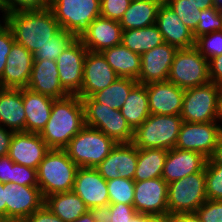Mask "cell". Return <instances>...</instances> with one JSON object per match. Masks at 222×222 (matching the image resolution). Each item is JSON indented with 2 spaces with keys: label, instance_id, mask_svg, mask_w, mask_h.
Segmentation results:
<instances>
[{
  "label": "cell",
  "instance_id": "6da1fadb",
  "mask_svg": "<svg viewBox=\"0 0 222 222\" xmlns=\"http://www.w3.org/2000/svg\"><path fill=\"white\" fill-rule=\"evenodd\" d=\"M84 126L82 99L69 95L54 100L51 116L39 135L50 149H64Z\"/></svg>",
  "mask_w": 222,
  "mask_h": 222
},
{
  "label": "cell",
  "instance_id": "7a4b0ae2",
  "mask_svg": "<svg viewBox=\"0 0 222 222\" xmlns=\"http://www.w3.org/2000/svg\"><path fill=\"white\" fill-rule=\"evenodd\" d=\"M14 41L34 54L51 41L61 27L50 8L45 10L19 11L6 15Z\"/></svg>",
  "mask_w": 222,
  "mask_h": 222
},
{
  "label": "cell",
  "instance_id": "3957f363",
  "mask_svg": "<svg viewBox=\"0 0 222 222\" xmlns=\"http://www.w3.org/2000/svg\"><path fill=\"white\" fill-rule=\"evenodd\" d=\"M78 168L64 149H50L37 169L38 187L44 199L51 194L72 191Z\"/></svg>",
  "mask_w": 222,
  "mask_h": 222
},
{
  "label": "cell",
  "instance_id": "277c9868",
  "mask_svg": "<svg viewBox=\"0 0 222 222\" xmlns=\"http://www.w3.org/2000/svg\"><path fill=\"white\" fill-rule=\"evenodd\" d=\"M116 142L96 128L84 126L64 148L78 167L98 166L116 146Z\"/></svg>",
  "mask_w": 222,
  "mask_h": 222
},
{
  "label": "cell",
  "instance_id": "5b68a950",
  "mask_svg": "<svg viewBox=\"0 0 222 222\" xmlns=\"http://www.w3.org/2000/svg\"><path fill=\"white\" fill-rule=\"evenodd\" d=\"M183 120L180 115L150 114L134 131L133 144L139 149L175 147Z\"/></svg>",
  "mask_w": 222,
  "mask_h": 222
},
{
  "label": "cell",
  "instance_id": "8992f818",
  "mask_svg": "<svg viewBox=\"0 0 222 222\" xmlns=\"http://www.w3.org/2000/svg\"><path fill=\"white\" fill-rule=\"evenodd\" d=\"M100 0H50V9L61 29L80 39L100 17Z\"/></svg>",
  "mask_w": 222,
  "mask_h": 222
},
{
  "label": "cell",
  "instance_id": "52a82bcc",
  "mask_svg": "<svg viewBox=\"0 0 222 222\" xmlns=\"http://www.w3.org/2000/svg\"><path fill=\"white\" fill-rule=\"evenodd\" d=\"M84 106L85 125L96 128L118 143H131L134 130L120 110L107 107L91 96L81 98Z\"/></svg>",
  "mask_w": 222,
  "mask_h": 222
},
{
  "label": "cell",
  "instance_id": "ba28073f",
  "mask_svg": "<svg viewBox=\"0 0 222 222\" xmlns=\"http://www.w3.org/2000/svg\"><path fill=\"white\" fill-rule=\"evenodd\" d=\"M206 200L205 172H196L168 184L169 217L179 213H195Z\"/></svg>",
  "mask_w": 222,
  "mask_h": 222
},
{
  "label": "cell",
  "instance_id": "9c48e42d",
  "mask_svg": "<svg viewBox=\"0 0 222 222\" xmlns=\"http://www.w3.org/2000/svg\"><path fill=\"white\" fill-rule=\"evenodd\" d=\"M167 81L188 89L210 82L208 60L195 47L178 49Z\"/></svg>",
  "mask_w": 222,
  "mask_h": 222
},
{
  "label": "cell",
  "instance_id": "30bf717a",
  "mask_svg": "<svg viewBox=\"0 0 222 222\" xmlns=\"http://www.w3.org/2000/svg\"><path fill=\"white\" fill-rule=\"evenodd\" d=\"M220 86L214 82L185 89L180 116L184 122L205 123L217 121Z\"/></svg>",
  "mask_w": 222,
  "mask_h": 222
},
{
  "label": "cell",
  "instance_id": "8fae6325",
  "mask_svg": "<svg viewBox=\"0 0 222 222\" xmlns=\"http://www.w3.org/2000/svg\"><path fill=\"white\" fill-rule=\"evenodd\" d=\"M222 134L217 121L205 123L182 122L175 147L201 153L207 159L212 154Z\"/></svg>",
  "mask_w": 222,
  "mask_h": 222
},
{
  "label": "cell",
  "instance_id": "7c38bea8",
  "mask_svg": "<svg viewBox=\"0 0 222 222\" xmlns=\"http://www.w3.org/2000/svg\"><path fill=\"white\" fill-rule=\"evenodd\" d=\"M38 186L5 184L6 222H22L44 205Z\"/></svg>",
  "mask_w": 222,
  "mask_h": 222
},
{
  "label": "cell",
  "instance_id": "4fadbf2b",
  "mask_svg": "<svg viewBox=\"0 0 222 222\" xmlns=\"http://www.w3.org/2000/svg\"><path fill=\"white\" fill-rule=\"evenodd\" d=\"M168 184L162 177L135 181L133 206L137 213L153 214L167 220Z\"/></svg>",
  "mask_w": 222,
  "mask_h": 222
},
{
  "label": "cell",
  "instance_id": "5bb4252c",
  "mask_svg": "<svg viewBox=\"0 0 222 222\" xmlns=\"http://www.w3.org/2000/svg\"><path fill=\"white\" fill-rule=\"evenodd\" d=\"M87 52L82 41L75 39L56 60L60 83L69 95H78L81 90Z\"/></svg>",
  "mask_w": 222,
  "mask_h": 222
},
{
  "label": "cell",
  "instance_id": "9a60e30c",
  "mask_svg": "<svg viewBox=\"0 0 222 222\" xmlns=\"http://www.w3.org/2000/svg\"><path fill=\"white\" fill-rule=\"evenodd\" d=\"M73 191L84 201L89 210L103 212L110 204L107 181L96 168L79 167Z\"/></svg>",
  "mask_w": 222,
  "mask_h": 222
},
{
  "label": "cell",
  "instance_id": "2e32d148",
  "mask_svg": "<svg viewBox=\"0 0 222 222\" xmlns=\"http://www.w3.org/2000/svg\"><path fill=\"white\" fill-rule=\"evenodd\" d=\"M118 78L101 52L88 51L85 55L82 87L78 96L80 98L92 96Z\"/></svg>",
  "mask_w": 222,
  "mask_h": 222
},
{
  "label": "cell",
  "instance_id": "e0dca14e",
  "mask_svg": "<svg viewBox=\"0 0 222 222\" xmlns=\"http://www.w3.org/2000/svg\"><path fill=\"white\" fill-rule=\"evenodd\" d=\"M138 161V148L131 143H118L109 155L95 168L106 180L134 178Z\"/></svg>",
  "mask_w": 222,
  "mask_h": 222
},
{
  "label": "cell",
  "instance_id": "ac0fdd59",
  "mask_svg": "<svg viewBox=\"0 0 222 222\" xmlns=\"http://www.w3.org/2000/svg\"><path fill=\"white\" fill-rule=\"evenodd\" d=\"M178 48L163 43L141 55V72L137 79L139 84L167 81L170 67Z\"/></svg>",
  "mask_w": 222,
  "mask_h": 222
},
{
  "label": "cell",
  "instance_id": "d6986e66",
  "mask_svg": "<svg viewBox=\"0 0 222 222\" xmlns=\"http://www.w3.org/2000/svg\"><path fill=\"white\" fill-rule=\"evenodd\" d=\"M49 150L39 133L14 132L8 156L14 163L38 169Z\"/></svg>",
  "mask_w": 222,
  "mask_h": 222
},
{
  "label": "cell",
  "instance_id": "ffe728a7",
  "mask_svg": "<svg viewBox=\"0 0 222 222\" xmlns=\"http://www.w3.org/2000/svg\"><path fill=\"white\" fill-rule=\"evenodd\" d=\"M33 54L21 44L14 42L0 78L1 88H27L33 66Z\"/></svg>",
  "mask_w": 222,
  "mask_h": 222
},
{
  "label": "cell",
  "instance_id": "44dd1931",
  "mask_svg": "<svg viewBox=\"0 0 222 222\" xmlns=\"http://www.w3.org/2000/svg\"><path fill=\"white\" fill-rule=\"evenodd\" d=\"M150 114L180 115L185 89L169 81L146 84Z\"/></svg>",
  "mask_w": 222,
  "mask_h": 222
},
{
  "label": "cell",
  "instance_id": "7402d4cb",
  "mask_svg": "<svg viewBox=\"0 0 222 222\" xmlns=\"http://www.w3.org/2000/svg\"><path fill=\"white\" fill-rule=\"evenodd\" d=\"M207 158L201 153L180 150L176 147L168 150L162 178L167 184L196 172H205Z\"/></svg>",
  "mask_w": 222,
  "mask_h": 222
},
{
  "label": "cell",
  "instance_id": "603a6c76",
  "mask_svg": "<svg viewBox=\"0 0 222 222\" xmlns=\"http://www.w3.org/2000/svg\"><path fill=\"white\" fill-rule=\"evenodd\" d=\"M27 88L53 99H62L69 94L63 89L56 61L34 60Z\"/></svg>",
  "mask_w": 222,
  "mask_h": 222
},
{
  "label": "cell",
  "instance_id": "cb8c5ba5",
  "mask_svg": "<svg viewBox=\"0 0 222 222\" xmlns=\"http://www.w3.org/2000/svg\"><path fill=\"white\" fill-rule=\"evenodd\" d=\"M156 25L162 34L164 43L178 49L194 47L193 32L183 24L179 16L167 4L159 6Z\"/></svg>",
  "mask_w": 222,
  "mask_h": 222
},
{
  "label": "cell",
  "instance_id": "d4e9b609",
  "mask_svg": "<svg viewBox=\"0 0 222 222\" xmlns=\"http://www.w3.org/2000/svg\"><path fill=\"white\" fill-rule=\"evenodd\" d=\"M123 29L118 21L98 17L80 38L90 52H102L122 43Z\"/></svg>",
  "mask_w": 222,
  "mask_h": 222
},
{
  "label": "cell",
  "instance_id": "484cf974",
  "mask_svg": "<svg viewBox=\"0 0 222 222\" xmlns=\"http://www.w3.org/2000/svg\"><path fill=\"white\" fill-rule=\"evenodd\" d=\"M21 93L26 115L25 132L40 133L51 116L55 99L28 88L21 89Z\"/></svg>",
  "mask_w": 222,
  "mask_h": 222
},
{
  "label": "cell",
  "instance_id": "4316f807",
  "mask_svg": "<svg viewBox=\"0 0 222 222\" xmlns=\"http://www.w3.org/2000/svg\"><path fill=\"white\" fill-rule=\"evenodd\" d=\"M21 89L0 87V126L25 132L26 115Z\"/></svg>",
  "mask_w": 222,
  "mask_h": 222
},
{
  "label": "cell",
  "instance_id": "83f0119b",
  "mask_svg": "<svg viewBox=\"0 0 222 222\" xmlns=\"http://www.w3.org/2000/svg\"><path fill=\"white\" fill-rule=\"evenodd\" d=\"M101 53L119 77L138 79L141 72L140 54L132 52L123 44L106 48Z\"/></svg>",
  "mask_w": 222,
  "mask_h": 222
},
{
  "label": "cell",
  "instance_id": "f1b7e54d",
  "mask_svg": "<svg viewBox=\"0 0 222 222\" xmlns=\"http://www.w3.org/2000/svg\"><path fill=\"white\" fill-rule=\"evenodd\" d=\"M44 204L64 222H73L89 210L73 190L51 194Z\"/></svg>",
  "mask_w": 222,
  "mask_h": 222
},
{
  "label": "cell",
  "instance_id": "f546056e",
  "mask_svg": "<svg viewBox=\"0 0 222 222\" xmlns=\"http://www.w3.org/2000/svg\"><path fill=\"white\" fill-rule=\"evenodd\" d=\"M159 4L154 0H132L119 21L123 30L145 28L156 24Z\"/></svg>",
  "mask_w": 222,
  "mask_h": 222
},
{
  "label": "cell",
  "instance_id": "4dcf8cb0",
  "mask_svg": "<svg viewBox=\"0 0 222 222\" xmlns=\"http://www.w3.org/2000/svg\"><path fill=\"white\" fill-rule=\"evenodd\" d=\"M120 111L135 131L150 115L146 86L138 83L130 91Z\"/></svg>",
  "mask_w": 222,
  "mask_h": 222
},
{
  "label": "cell",
  "instance_id": "1f68e13d",
  "mask_svg": "<svg viewBox=\"0 0 222 222\" xmlns=\"http://www.w3.org/2000/svg\"><path fill=\"white\" fill-rule=\"evenodd\" d=\"M163 43L162 34L156 24L145 28L123 30L122 32L121 44L140 55Z\"/></svg>",
  "mask_w": 222,
  "mask_h": 222
},
{
  "label": "cell",
  "instance_id": "d6a6232c",
  "mask_svg": "<svg viewBox=\"0 0 222 222\" xmlns=\"http://www.w3.org/2000/svg\"><path fill=\"white\" fill-rule=\"evenodd\" d=\"M167 152L164 148H138V161L133 180L143 181L161 177Z\"/></svg>",
  "mask_w": 222,
  "mask_h": 222
},
{
  "label": "cell",
  "instance_id": "836d02e7",
  "mask_svg": "<svg viewBox=\"0 0 222 222\" xmlns=\"http://www.w3.org/2000/svg\"><path fill=\"white\" fill-rule=\"evenodd\" d=\"M138 84L137 80L119 77L105 89L94 93L91 97L109 108L121 110L130 91Z\"/></svg>",
  "mask_w": 222,
  "mask_h": 222
},
{
  "label": "cell",
  "instance_id": "e575fe53",
  "mask_svg": "<svg viewBox=\"0 0 222 222\" xmlns=\"http://www.w3.org/2000/svg\"><path fill=\"white\" fill-rule=\"evenodd\" d=\"M75 39L76 38L70 32L61 29L51 38V41L33 54V59L56 61Z\"/></svg>",
  "mask_w": 222,
  "mask_h": 222
},
{
  "label": "cell",
  "instance_id": "d590c367",
  "mask_svg": "<svg viewBox=\"0 0 222 222\" xmlns=\"http://www.w3.org/2000/svg\"><path fill=\"white\" fill-rule=\"evenodd\" d=\"M109 203H123L133 206L135 181L115 178L107 181Z\"/></svg>",
  "mask_w": 222,
  "mask_h": 222
},
{
  "label": "cell",
  "instance_id": "8d00e7d4",
  "mask_svg": "<svg viewBox=\"0 0 222 222\" xmlns=\"http://www.w3.org/2000/svg\"><path fill=\"white\" fill-rule=\"evenodd\" d=\"M192 32L200 21L201 10L189 0H170L167 4Z\"/></svg>",
  "mask_w": 222,
  "mask_h": 222
},
{
  "label": "cell",
  "instance_id": "74e56055",
  "mask_svg": "<svg viewBox=\"0 0 222 222\" xmlns=\"http://www.w3.org/2000/svg\"><path fill=\"white\" fill-rule=\"evenodd\" d=\"M194 47L207 60L222 55V30L197 37Z\"/></svg>",
  "mask_w": 222,
  "mask_h": 222
},
{
  "label": "cell",
  "instance_id": "f35d334b",
  "mask_svg": "<svg viewBox=\"0 0 222 222\" xmlns=\"http://www.w3.org/2000/svg\"><path fill=\"white\" fill-rule=\"evenodd\" d=\"M222 30V19L219 7H211L201 11L200 21L193 31L194 39L202 35Z\"/></svg>",
  "mask_w": 222,
  "mask_h": 222
},
{
  "label": "cell",
  "instance_id": "ab89813d",
  "mask_svg": "<svg viewBox=\"0 0 222 222\" xmlns=\"http://www.w3.org/2000/svg\"><path fill=\"white\" fill-rule=\"evenodd\" d=\"M206 197L222 200V165H205Z\"/></svg>",
  "mask_w": 222,
  "mask_h": 222
},
{
  "label": "cell",
  "instance_id": "60d3db41",
  "mask_svg": "<svg viewBox=\"0 0 222 222\" xmlns=\"http://www.w3.org/2000/svg\"><path fill=\"white\" fill-rule=\"evenodd\" d=\"M4 13L11 14L19 11L45 10L50 7L49 0H0Z\"/></svg>",
  "mask_w": 222,
  "mask_h": 222
},
{
  "label": "cell",
  "instance_id": "b9f144b4",
  "mask_svg": "<svg viewBox=\"0 0 222 222\" xmlns=\"http://www.w3.org/2000/svg\"><path fill=\"white\" fill-rule=\"evenodd\" d=\"M134 206L123 203L109 204L102 212L106 222H128L136 214Z\"/></svg>",
  "mask_w": 222,
  "mask_h": 222
},
{
  "label": "cell",
  "instance_id": "7bdbcfd3",
  "mask_svg": "<svg viewBox=\"0 0 222 222\" xmlns=\"http://www.w3.org/2000/svg\"><path fill=\"white\" fill-rule=\"evenodd\" d=\"M132 0H100V15L103 18L120 21Z\"/></svg>",
  "mask_w": 222,
  "mask_h": 222
},
{
  "label": "cell",
  "instance_id": "ee69618b",
  "mask_svg": "<svg viewBox=\"0 0 222 222\" xmlns=\"http://www.w3.org/2000/svg\"><path fill=\"white\" fill-rule=\"evenodd\" d=\"M10 183L24 186H38L37 169L13 163L11 166Z\"/></svg>",
  "mask_w": 222,
  "mask_h": 222
},
{
  "label": "cell",
  "instance_id": "f6af8a7d",
  "mask_svg": "<svg viewBox=\"0 0 222 222\" xmlns=\"http://www.w3.org/2000/svg\"><path fill=\"white\" fill-rule=\"evenodd\" d=\"M195 213L201 222H222V200H206Z\"/></svg>",
  "mask_w": 222,
  "mask_h": 222
},
{
  "label": "cell",
  "instance_id": "bcb514c9",
  "mask_svg": "<svg viewBox=\"0 0 222 222\" xmlns=\"http://www.w3.org/2000/svg\"><path fill=\"white\" fill-rule=\"evenodd\" d=\"M14 42L12 32L6 24L2 29H0V78L4 72L7 57Z\"/></svg>",
  "mask_w": 222,
  "mask_h": 222
},
{
  "label": "cell",
  "instance_id": "7dc6e473",
  "mask_svg": "<svg viewBox=\"0 0 222 222\" xmlns=\"http://www.w3.org/2000/svg\"><path fill=\"white\" fill-rule=\"evenodd\" d=\"M22 222H64L56 216L45 204Z\"/></svg>",
  "mask_w": 222,
  "mask_h": 222
},
{
  "label": "cell",
  "instance_id": "c3c4849f",
  "mask_svg": "<svg viewBox=\"0 0 222 222\" xmlns=\"http://www.w3.org/2000/svg\"><path fill=\"white\" fill-rule=\"evenodd\" d=\"M210 82L222 86V55L208 60Z\"/></svg>",
  "mask_w": 222,
  "mask_h": 222
},
{
  "label": "cell",
  "instance_id": "681fc988",
  "mask_svg": "<svg viewBox=\"0 0 222 222\" xmlns=\"http://www.w3.org/2000/svg\"><path fill=\"white\" fill-rule=\"evenodd\" d=\"M13 161L10 157L2 156L0 157V182L3 184H9L11 178V166L13 165Z\"/></svg>",
  "mask_w": 222,
  "mask_h": 222
},
{
  "label": "cell",
  "instance_id": "f907efd6",
  "mask_svg": "<svg viewBox=\"0 0 222 222\" xmlns=\"http://www.w3.org/2000/svg\"><path fill=\"white\" fill-rule=\"evenodd\" d=\"M14 132L0 126V157L7 156Z\"/></svg>",
  "mask_w": 222,
  "mask_h": 222
},
{
  "label": "cell",
  "instance_id": "816d5d0a",
  "mask_svg": "<svg viewBox=\"0 0 222 222\" xmlns=\"http://www.w3.org/2000/svg\"><path fill=\"white\" fill-rule=\"evenodd\" d=\"M206 165H222V134L216 144L210 157L207 159Z\"/></svg>",
  "mask_w": 222,
  "mask_h": 222
},
{
  "label": "cell",
  "instance_id": "f5cc1de1",
  "mask_svg": "<svg viewBox=\"0 0 222 222\" xmlns=\"http://www.w3.org/2000/svg\"><path fill=\"white\" fill-rule=\"evenodd\" d=\"M169 222H201L196 213H179L167 219Z\"/></svg>",
  "mask_w": 222,
  "mask_h": 222
},
{
  "label": "cell",
  "instance_id": "db71d44e",
  "mask_svg": "<svg viewBox=\"0 0 222 222\" xmlns=\"http://www.w3.org/2000/svg\"><path fill=\"white\" fill-rule=\"evenodd\" d=\"M165 219L153 215V214H142V213H136L133 218L128 222H164Z\"/></svg>",
  "mask_w": 222,
  "mask_h": 222
},
{
  "label": "cell",
  "instance_id": "11a10c76",
  "mask_svg": "<svg viewBox=\"0 0 222 222\" xmlns=\"http://www.w3.org/2000/svg\"><path fill=\"white\" fill-rule=\"evenodd\" d=\"M102 216V212L96 210H88L82 216L73 222H96Z\"/></svg>",
  "mask_w": 222,
  "mask_h": 222
},
{
  "label": "cell",
  "instance_id": "9f6ffc18",
  "mask_svg": "<svg viewBox=\"0 0 222 222\" xmlns=\"http://www.w3.org/2000/svg\"><path fill=\"white\" fill-rule=\"evenodd\" d=\"M0 220L6 221L5 184L0 182Z\"/></svg>",
  "mask_w": 222,
  "mask_h": 222
},
{
  "label": "cell",
  "instance_id": "6f0895ef",
  "mask_svg": "<svg viewBox=\"0 0 222 222\" xmlns=\"http://www.w3.org/2000/svg\"><path fill=\"white\" fill-rule=\"evenodd\" d=\"M189 2L196 5L201 11L211 7H217L216 0H189Z\"/></svg>",
  "mask_w": 222,
  "mask_h": 222
},
{
  "label": "cell",
  "instance_id": "680465c9",
  "mask_svg": "<svg viewBox=\"0 0 222 222\" xmlns=\"http://www.w3.org/2000/svg\"><path fill=\"white\" fill-rule=\"evenodd\" d=\"M222 121V86L218 94L217 121Z\"/></svg>",
  "mask_w": 222,
  "mask_h": 222
},
{
  "label": "cell",
  "instance_id": "91938a15",
  "mask_svg": "<svg viewBox=\"0 0 222 222\" xmlns=\"http://www.w3.org/2000/svg\"><path fill=\"white\" fill-rule=\"evenodd\" d=\"M0 10L2 11V12H4V10L1 8V5H0ZM3 21V24L0 22V29H2L5 25H6V14L4 13L3 14V19H2Z\"/></svg>",
  "mask_w": 222,
  "mask_h": 222
},
{
  "label": "cell",
  "instance_id": "94428289",
  "mask_svg": "<svg viewBox=\"0 0 222 222\" xmlns=\"http://www.w3.org/2000/svg\"><path fill=\"white\" fill-rule=\"evenodd\" d=\"M156 1L159 5H166L170 2V0H154Z\"/></svg>",
  "mask_w": 222,
  "mask_h": 222
},
{
  "label": "cell",
  "instance_id": "6125c7cd",
  "mask_svg": "<svg viewBox=\"0 0 222 222\" xmlns=\"http://www.w3.org/2000/svg\"><path fill=\"white\" fill-rule=\"evenodd\" d=\"M216 5H217L218 7L222 6V0H216Z\"/></svg>",
  "mask_w": 222,
  "mask_h": 222
},
{
  "label": "cell",
  "instance_id": "be15d7a7",
  "mask_svg": "<svg viewBox=\"0 0 222 222\" xmlns=\"http://www.w3.org/2000/svg\"><path fill=\"white\" fill-rule=\"evenodd\" d=\"M96 222H106V220L101 216Z\"/></svg>",
  "mask_w": 222,
  "mask_h": 222
},
{
  "label": "cell",
  "instance_id": "e7e4bbea",
  "mask_svg": "<svg viewBox=\"0 0 222 222\" xmlns=\"http://www.w3.org/2000/svg\"><path fill=\"white\" fill-rule=\"evenodd\" d=\"M219 13H220V16H221V19H222V6L219 7Z\"/></svg>",
  "mask_w": 222,
  "mask_h": 222
}]
</instances>
